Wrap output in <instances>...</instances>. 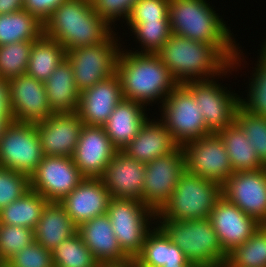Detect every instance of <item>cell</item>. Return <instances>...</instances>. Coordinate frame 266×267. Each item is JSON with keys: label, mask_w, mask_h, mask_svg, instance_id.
Masks as SVG:
<instances>
[{"label": "cell", "mask_w": 266, "mask_h": 267, "mask_svg": "<svg viewBox=\"0 0 266 267\" xmlns=\"http://www.w3.org/2000/svg\"><path fill=\"white\" fill-rule=\"evenodd\" d=\"M210 0H169L171 33L209 45H239ZM232 32V33H231Z\"/></svg>", "instance_id": "4"}, {"label": "cell", "mask_w": 266, "mask_h": 267, "mask_svg": "<svg viewBox=\"0 0 266 267\" xmlns=\"http://www.w3.org/2000/svg\"><path fill=\"white\" fill-rule=\"evenodd\" d=\"M145 164L117 151L106 166L101 180L112 198L134 199L143 203Z\"/></svg>", "instance_id": "20"}, {"label": "cell", "mask_w": 266, "mask_h": 267, "mask_svg": "<svg viewBox=\"0 0 266 267\" xmlns=\"http://www.w3.org/2000/svg\"><path fill=\"white\" fill-rule=\"evenodd\" d=\"M139 0H91L94 11L104 19L115 31L128 20L134 5ZM118 21L120 22L118 24ZM117 22V23H116ZM117 24L119 26H117Z\"/></svg>", "instance_id": "41"}, {"label": "cell", "mask_w": 266, "mask_h": 267, "mask_svg": "<svg viewBox=\"0 0 266 267\" xmlns=\"http://www.w3.org/2000/svg\"><path fill=\"white\" fill-rule=\"evenodd\" d=\"M118 34L116 30L104 43L66 51L80 93L116 74L118 56L125 44Z\"/></svg>", "instance_id": "10"}, {"label": "cell", "mask_w": 266, "mask_h": 267, "mask_svg": "<svg viewBox=\"0 0 266 267\" xmlns=\"http://www.w3.org/2000/svg\"><path fill=\"white\" fill-rule=\"evenodd\" d=\"M186 170L221 186L234 173L227 150L217 133L187 142L182 146Z\"/></svg>", "instance_id": "12"}, {"label": "cell", "mask_w": 266, "mask_h": 267, "mask_svg": "<svg viewBox=\"0 0 266 267\" xmlns=\"http://www.w3.org/2000/svg\"><path fill=\"white\" fill-rule=\"evenodd\" d=\"M125 25L127 26L126 29L130 30L128 37L131 36L135 39L133 42H136L135 48L128 47L130 46L129 44L127 45V48H129L127 50L135 53L156 54L172 35L169 21L125 23Z\"/></svg>", "instance_id": "34"}, {"label": "cell", "mask_w": 266, "mask_h": 267, "mask_svg": "<svg viewBox=\"0 0 266 267\" xmlns=\"http://www.w3.org/2000/svg\"><path fill=\"white\" fill-rule=\"evenodd\" d=\"M77 233L99 264H121L131 260L120 248L107 214L83 223Z\"/></svg>", "instance_id": "23"}, {"label": "cell", "mask_w": 266, "mask_h": 267, "mask_svg": "<svg viewBox=\"0 0 266 267\" xmlns=\"http://www.w3.org/2000/svg\"><path fill=\"white\" fill-rule=\"evenodd\" d=\"M122 251L131 259L140 253L156 213L141 201L112 198L106 213Z\"/></svg>", "instance_id": "9"}, {"label": "cell", "mask_w": 266, "mask_h": 267, "mask_svg": "<svg viewBox=\"0 0 266 267\" xmlns=\"http://www.w3.org/2000/svg\"><path fill=\"white\" fill-rule=\"evenodd\" d=\"M0 267H7L5 264H0Z\"/></svg>", "instance_id": "50"}, {"label": "cell", "mask_w": 266, "mask_h": 267, "mask_svg": "<svg viewBox=\"0 0 266 267\" xmlns=\"http://www.w3.org/2000/svg\"><path fill=\"white\" fill-rule=\"evenodd\" d=\"M123 99L117 74L80 93L77 114L83 124L103 126Z\"/></svg>", "instance_id": "22"}, {"label": "cell", "mask_w": 266, "mask_h": 267, "mask_svg": "<svg viewBox=\"0 0 266 267\" xmlns=\"http://www.w3.org/2000/svg\"><path fill=\"white\" fill-rule=\"evenodd\" d=\"M13 122L12 114H0V138L3 136L6 127Z\"/></svg>", "instance_id": "47"}, {"label": "cell", "mask_w": 266, "mask_h": 267, "mask_svg": "<svg viewBox=\"0 0 266 267\" xmlns=\"http://www.w3.org/2000/svg\"><path fill=\"white\" fill-rule=\"evenodd\" d=\"M223 267H266V225L228 253Z\"/></svg>", "instance_id": "35"}, {"label": "cell", "mask_w": 266, "mask_h": 267, "mask_svg": "<svg viewBox=\"0 0 266 267\" xmlns=\"http://www.w3.org/2000/svg\"><path fill=\"white\" fill-rule=\"evenodd\" d=\"M152 117L146 120L138 135L122 150L127 156L144 164L168 155L179 147L158 118L154 114Z\"/></svg>", "instance_id": "24"}, {"label": "cell", "mask_w": 266, "mask_h": 267, "mask_svg": "<svg viewBox=\"0 0 266 267\" xmlns=\"http://www.w3.org/2000/svg\"><path fill=\"white\" fill-rule=\"evenodd\" d=\"M185 170V156L182 146L168 155L145 164L143 203L158 213L169 201Z\"/></svg>", "instance_id": "13"}, {"label": "cell", "mask_w": 266, "mask_h": 267, "mask_svg": "<svg viewBox=\"0 0 266 267\" xmlns=\"http://www.w3.org/2000/svg\"><path fill=\"white\" fill-rule=\"evenodd\" d=\"M134 261L137 267H185L190 264L183 251L157 224L147 233Z\"/></svg>", "instance_id": "26"}, {"label": "cell", "mask_w": 266, "mask_h": 267, "mask_svg": "<svg viewBox=\"0 0 266 267\" xmlns=\"http://www.w3.org/2000/svg\"><path fill=\"white\" fill-rule=\"evenodd\" d=\"M30 190L29 176L0 167V210Z\"/></svg>", "instance_id": "40"}, {"label": "cell", "mask_w": 266, "mask_h": 267, "mask_svg": "<svg viewBox=\"0 0 266 267\" xmlns=\"http://www.w3.org/2000/svg\"><path fill=\"white\" fill-rule=\"evenodd\" d=\"M221 194L245 214L266 225V167L234 172L221 186Z\"/></svg>", "instance_id": "15"}, {"label": "cell", "mask_w": 266, "mask_h": 267, "mask_svg": "<svg viewBox=\"0 0 266 267\" xmlns=\"http://www.w3.org/2000/svg\"><path fill=\"white\" fill-rule=\"evenodd\" d=\"M44 156L35 123H9L0 138V167L30 177Z\"/></svg>", "instance_id": "11"}, {"label": "cell", "mask_w": 266, "mask_h": 267, "mask_svg": "<svg viewBox=\"0 0 266 267\" xmlns=\"http://www.w3.org/2000/svg\"><path fill=\"white\" fill-rule=\"evenodd\" d=\"M244 130L261 163L266 167V118L250 114L241 106L236 111V120Z\"/></svg>", "instance_id": "38"}, {"label": "cell", "mask_w": 266, "mask_h": 267, "mask_svg": "<svg viewBox=\"0 0 266 267\" xmlns=\"http://www.w3.org/2000/svg\"><path fill=\"white\" fill-rule=\"evenodd\" d=\"M0 114H12L8 79L0 77Z\"/></svg>", "instance_id": "45"}, {"label": "cell", "mask_w": 266, "mask_h": 267, "mask_svg": "<svg viewBox=\"0 0 266 267\" xmlns=\"http://www.w3.org/2000/svg\"><path fill=\"white\" fill-rule=\"evenodd\" d=\"M239 45H209L172 34L156 53L178 84L221 75L232 63Z\"/></svg>", "instance_id": "1"}, {"label": "cell", "mask_w": 266, "mask_h": 267, "mask_svg": "<svg viewBox=\"0 0 266 267\" xmlns=\"http://www.w3.org/2000/svg\"><path fill=\"white\" fill-rule=\"evenodd\" d=\"M5 265L7 267H54L52 252L36 241L13 255Z\"/></svg>", "instance_id": "42"}, {"label": "cell", "mask_w": 266, "mask_h": 267, "mask_svg": "<svg viewBox=\"0 0 266 267\" xmlns=\"http://www.w3.org/2000/svg\"><path fill=\"white\" fill-rule=\"evenodd\" d=\"M111 199L101 178H84L60 203L78 228L92 218L106 214Z\"/></svg>", "instance_id": "21"}, {"label": "cell", "mask_w": 266, "mask_h": 267, "mask_svg": "<svg viewBox=\"0 0 266 267\" xmlns=\"http://www.w3.org/2000/svg\"><path fill=\"white\" fill-rule=\"evenodd\" d=\"M156 224L184 253L190 263L223 267L227 259L209 218L193 220L156 219Z\"/></svg>", "instance_id": "6"}, {"label": "cell", "mask_w": 266, "mask_h": 267, "mask_svg": "<svg viewBox=\"0 0 266 267\" xmlns=\"http://www.w3.org/2000/svg\"><path fill=\"white\" fill-rule=\"evenodd\" d=\"M35 125L45 156H73L84 125L77 113H54Z\"/></svg>", "instance_id": "19"}, {"label": "cell", "mask_w": 266, "mask_h": 267, "mask_svg": "<svg viewBox=\"0 0 266 267\" xmlns=\"http://www.w3.org/2000/svg\"><path fill=\"white\" fill-rule=\"evenodd\" d=\"M185 267H204V266L203 265H200V264H196V263H190V264H188Z\"/></svg>", "instance_id": "49"}, {"label": "cell", "mask_w": 266, "mask_h": 267, "mask_svg": "<svg viewBox=\"0 0 266 267\" xmlns=\"http://www.w3.org/2000/svg\"><path fill=\"white\" fill-rule=\"evenodd\" d=\"M149 111L143 104L124 98L117 104L103 126L118 151H122L138 135L146 120L152 117Z\"/></svg>", "instance_id": "25"}, {"label": "cell", "mask_w": 266, "mask_h": 267, "mask_svg": "<svg viewBox=\"0 0 266 267\" xmlns=\"http://www.w3.org/2000/svg\"><path fill=\"white\" fill-rule=\"evenodd\" d=\"M84 179L72 157L44 156L30 175V189L48 202H60Z\"/></svg>", "instance_id": "14"}, {"label": "cell", "mask_w": 266, "mask_h": 267, "mask_svg": "<svg viewBox=\"0 0 266 267\" xmlns=\"http://www.w3.org/2000/svg\"><path fill=\"white\" fill-rule=\"evenodd\" d=\"M125 47L122 46L116 65L123 98L149 110L156 104L159 107L178 82L157 54L135 53Z\"/></svg>", "instance_id": "2"}, {"label": "cell", "mask_w": 266, "mask_h": 267, "mask_svg": "<svg viewBox=\"0 0 266 267\" xmlns=\"http://www.w3.org/2000/svg\"><path fill=\"white\" fill-rule=\"evenodd\" d=\"M209 220L226 255L245 243L262 225L222 196L215 203Z\"/></svg>", "instance_id": "16"}, {"label": "cell", "mask_w": 266, "mask_h": 267, "mask_svg": "<svg viewBox=\"0 0 266 267\" xmlns=\"http://www.w3.org/2000/svg\"><path fill=\"white\" fill-rule=\"evenodd\" d=\"M23 5L24 0H0V15L20 11Z\"/></svg>", "instance_id": "46"}, {"label": "cell", "mask_w": 266, "mask_h": 267, "mask_svg": "<svg viewBox=\"0 0 266 267\" xmlns=\"http://www.w3.org/2000/svg\"><path fill=\"white\" fill-rule=\"evenodd\" d=\"M239 45L234 60L221 75L208 80L189 81L184 84L193 93L198 108H201L200 112L206 127L211 133H217L225 129L236 120V111L240 107L241 95H238L235 90L233 91L231 89L233 87H229L228 90L225 83L222 84L223 81H219L224 78L228 79L234 73L233 71H235L234 74L237 71L239 74V70L247 67L245 59L247 56L244 55L246 53H243L242 45Z\"/></svg>", "instance_id": "5"}, {"label": "cell", "mask_w": 266, "mask_h": 267, "mask_svg": "<svg viewBox=\"0 0 266 267\" xmlns=\"http://www.w3.org/2000/svg\"><path fill=\"white\" fill-rule=\"evenodd\" d=\"M44 84L47 102L53 113H77L80 92L67 58L60 62Z\"/></svg>", "instance_id": "27"}, {"label": "cell", "mask_w": 266, "mask_h": 267, "mask_svg": "<svg viewBox=\"0 0 266 267\" xmlns=\"http://www.w3.org/2000/svg\"><path fill=\"white\" fill-rule=\"evenodd\" d=\"M99 267H137L134 260L121 264H100Z\"/></svg>", "instance_id": "48"}, {"label": "cell", "mask_w": 266, "mask_h": 267, "mask_svg": "<svg viewBox=\"0 0 266 267\" xmlns=\"http://www.w3.org/2000/svg\"><path fill=\"white\" fill-rule=\"evenodd\" d=\"M77 227L60 202H47L34 229V241L49 251L72 237Z\"/></svg>", "instance_id": "28"}, {"label": "cell", "mask_w": 266, "mask_h": 267, "mask_svg": "<svg viewBox=\"0 0 266 267\" xmlns=\"http://www.w3.org/2000/svg\"><path fill=\"white\" fill-rule=\"evenodd\" d=\"M47 202L41 194L30 189L0 210V223L34 230Z\"/></svg>", "instance_id": "33"}, {"label": "cell", "mask_w": 266, "mask_h": 267, "mask_svg": "<svg viewBox=\"0 0 266 267\" xmlns=\"http://www.w3.org/2000/svg\"><path fill=\"white\" fill-rule=\"evenodd\" d=\"M14 122L37 123L54 113L47 102L44 82L22 74L8 80Z\"/></svg>", "instance_id": "17"}, {"label": "cell", "mask_w": 266, "mask_h": 267, "mask_svg": "<svg viewBox=\"0 0 266 267\" xmlns=\"http://www.w3.org/2000/svg\"><path fill=\"white\" fill-rule=\"evenodd\" d=\"M66 0H24L23 9L44 24Z\"/></svg>", "instance_id": "44"}, {"label": "cell", "mask_w": 266, "mask_h": 267, "mask_svg": "<svg viewBox=\"0 0 266 267\" xmlns=\"http://www.w3.org/2000/svg\"><path fill=\"white\" fill-rule=\"evenodd\" d=\"M34 242V230L0 223V264Z\"/></svg>", "instance_id": "39"}, {"label": "cell", "mask_w": 266, "mask_h": 267, "mask_svg": "<svg viewBox=\"0 0 266 267\" xmlns=\"http://www.w3.org/2000/svg\"><path fill=\"white\" fill-rule=\"evenodd\" d=\"M43 34L44 24L24 9L0 15V46L35 41Z\"/></svg>", "instance_id": "32"}, {"label": "cell", "mask_w": 266, "mask_h": 267, "mask_svg": "<svg viewBox=\"0 0 266 267\" xmlns=\"http://www.w3.org/2000/svg\"><path fill=\"white\" fill-rule=\"evenodd\" d=\"M66 58L64 47L44 34L33 41L26 74L45 82L62 60Z\"/></svg>", "instance_id": "30"}, {"label": "cell", "mask_w": 266, "mask_h": 267, "mask_svg": "<svg viewBox=\"0 0 266 267\" xmlns=\"http://www.w3.org/2000/svg\"><path fill=\"white\" fill-rule=\"evenodd\" d=\"M169 21V0H139L125 23Z\"/></svg>", "instance_id": "43"}, {"label": "cell", "mask_w": 266, "mask_h": 267, "mask_svg": "<svg viewBox=\"0 0 266 267\" xmlns=\"http://www.w3.org/2000/svg\"><path fill=\"white\" fill-rule=\"evenodd\" d=\"M33 41L0 46V77L11 79L26 74Z\"/></svg>", "instance_id": "37"}, {"label": "cell", "mask_w": 266, "mask_h": 267, "mask_svg": "<svg viewBox=\"0 0 266 267\" xmlns=\"http://www.w3.org/2000/svg\"><path fill=\"white\" fill-rule=\"evenodd\" d=\"M193 93L184 85L178 84L155 111V117L171 133L179 146L211 134L198 108Z\"/></svg>", "instance_id": "8"}, {"label": "cell", "mask_w": 266, "mask_h": 267, "mask_svg": "<svg viewBox=\"0 0 266 267\" xmlns=\"http://www.w3.org/2000/svg\"><path fill=\"white\" fill-rule=\"evenodd\" d=\"M217 134L227 150L234 172L256 171L265 168L254 147L249 144L244 130L236 121Z\"/></svg>", "instance_id": "29"}, {"label": "cell", "mask_w": 266, "mask_h": 267, "mask_svg": "<svg viewBox=\"0 0 266 267\" xmlns=\"http://www.w3.org/2000/svg\"><path fill=\"white\" fill-rule=\"evenodd\" d=\"M222 196L221 185L185 170L169 201L156 213V219L193 220L209 218Z\"/></svg>", "instance_id": "7"}, {"label": "cell", "mask_w": 266, "mask_h": 267, "mask_svg": "<svg viewBox=\"0 0 266 267\" xmlns=\"http://www.w3.org/2000/svg\"><path fill=\"white\" fill-rule=\"evenodd\" d=\"M264 38L262 45L259 44L261 48L257 53L258 61L256 59L255 67H250L253 70L245 83L247 87H244L243 92L247 93V97L244 98V93L241 94L240 106L250 114L266 118V37Z\"/></svg>", "instance_id": "31"}, {"label": "cell", "mask_w": 266, "mask_h": 267, "mask_svg": "<svg viewBox=\"0 0 266 267\" xmlns=\"http://www.w3.org/2000/svg\"><path fill=\"white\" fill-rule=\"evenodd\" d=\"M117 151L104 126L84 124L72 159L84 178H101Z\"/></svg>", "instance_id": "18"}, {"label": "cell", "mask_w": 266, "mask_h": 267, "mask_svg": "<svg viewBox=\"0 0 266 267\" xmlns=\"http://www.w3.org/2000/svg\"><path fill=\"white\" fill-rule=\"evenodd\" d=\"M52 252L54 267H99V263L76 232L63 240Z\"/></svg>", "instance_id": "36"}, {"label": "cell", "mask_w": 266, "mask_h": 267, "mask_svg": "<svg viewBox=\"0 0 266 267\" xmlns=\"http://www.w3.org/2000/svg\"><path fill=\"white\" fill-rule=\"evenodd\" d=\"M114 32L94 11L91 0H66L44 23V35L65 51L104 43Z\"/></svg>", "instance_id": "3"}]
</instances>
